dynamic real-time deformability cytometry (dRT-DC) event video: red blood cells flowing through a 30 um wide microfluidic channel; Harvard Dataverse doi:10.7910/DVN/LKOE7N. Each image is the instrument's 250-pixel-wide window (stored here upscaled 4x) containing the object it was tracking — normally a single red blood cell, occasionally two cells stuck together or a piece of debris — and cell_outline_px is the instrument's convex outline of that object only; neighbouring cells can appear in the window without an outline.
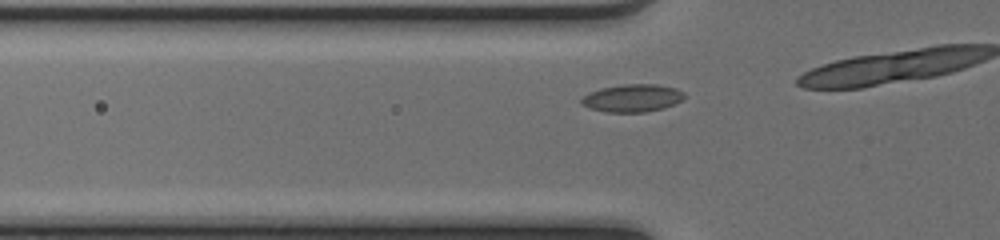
{"species": "common noctule bat (a hibernating species)", "species_latin": "Nyctalus noctula", "temperature_condition": "cold", "stored_images_in_passage": 6, "camera_frame_rate_fps": 3000, "um_per_image_px": 0.085, "animal": {"sex": "female", "body_mass_g": 17.0, "forearm_length_mm": 48.0}, "frame": {"image": 1, "passage_image": 3, "time_ms": 0.667, "image_size_px": [1000, 240], "cell_outline_px": [[684, 96], [680, 100], [664, 108], [644, 112], [608, 112], [592, 108], [580, 104], [580, 100], [588, 92], [600, 88], [624, 84], [660, 84], [676, 88], [684, 92]], "centroid_in_image_um": [53.73, 8.32], "position_along_channel_um": 72.1, "area_um2": 16.53}}